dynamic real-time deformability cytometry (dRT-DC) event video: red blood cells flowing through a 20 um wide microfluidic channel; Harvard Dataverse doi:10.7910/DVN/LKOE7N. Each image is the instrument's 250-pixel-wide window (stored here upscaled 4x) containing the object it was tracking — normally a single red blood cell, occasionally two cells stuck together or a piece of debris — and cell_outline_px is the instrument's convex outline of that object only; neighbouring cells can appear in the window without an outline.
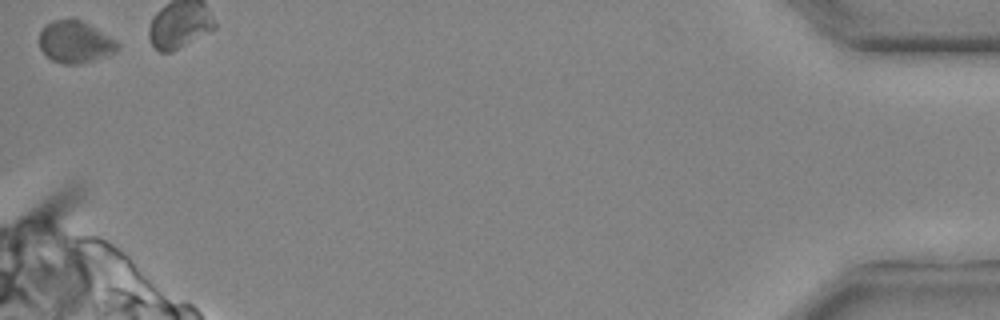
{"species": "common noctule bat (a hibernating species)", "species_latin": "Nyctalus noctula", "temperature_condition": "cold", "stored_images_in_passage": 30, "camera_frame_rate_fps": 3000, "um_per_image_px": 0.085, "animal": {"sex": "male", "body_mass_g": 20.4}, "frame": {"image": 1, "passage_image": 30, "time_ms": 9.667, "image_size_px": [1000, 320], "cell_outline_px": [[120, 48], [116, 52], [80, 64], [64, 64], [52, 60], [44, 56], [40, 48], [40, 32], [44, 24], [52, 20], [84, 20], [116, 40], [120, 44]], "centroid_in_image_um": [6.39, 3.57], "position_along_channel_um": 428.8, "area_um2": 19.31}}